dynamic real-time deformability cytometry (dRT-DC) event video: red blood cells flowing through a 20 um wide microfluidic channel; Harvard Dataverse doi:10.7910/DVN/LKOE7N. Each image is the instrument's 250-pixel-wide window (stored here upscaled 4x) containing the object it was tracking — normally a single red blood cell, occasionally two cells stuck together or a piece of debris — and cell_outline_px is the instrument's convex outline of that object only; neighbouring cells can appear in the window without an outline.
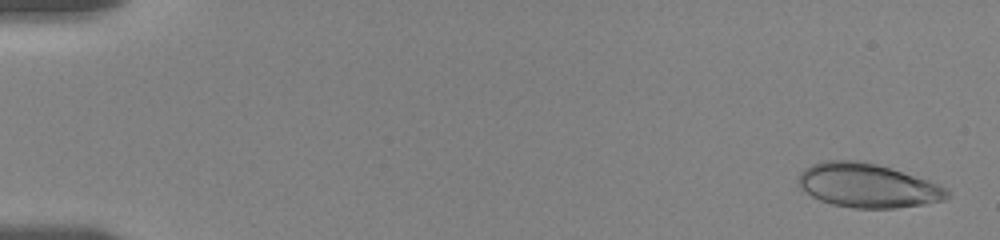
{"species": "human", "species_latin": "Homo sapiens", "temperature_condition": "room temperature", "stored_images_in_passage": 40, "camera_frame_rate_fps": 3000, "um_per_image_px": 0.085, "donor": {"sex": "female"}, "frame": {"image": 1, "passage_image": 2, "time_ms": 0.333, "image_size_px": [1000, 240], "cell_outline_px": [[952, 196], [944, 200], [924, 204], [896, 208], [852, 208], [832, 204], [820, 200], [812, 196], [800, 188], [796, 180], [804, 168], [812, 164], [824, 160], [856, 160], [876, 164], [928, 180], [948, 188]], "centroid_in_image_um": [73.74, 15.77], "position_along_channel_um": 11.3, "area_um2": 38.26}}
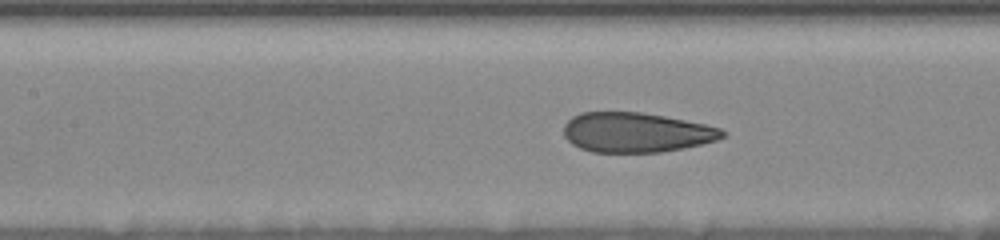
{"frame": {"image": 2, "passage_image": 23, "time_ms": 8.333, "image_size_px": [1000, 240], "cell_outline_px": [[724, 136], [716, 140], [684, 148], [660, 152], [592, 152], [580, 148], [572, 144], [564, 136], [564, 124], [572, 116], [580, 112], [640, 112], [664, 116], [704, 124], [720, 128], [724, 132]], "centroid_in_image_um": [54.03, 11.25], "position_along_channel_um": 153.4, "area_um2": 36.65}}
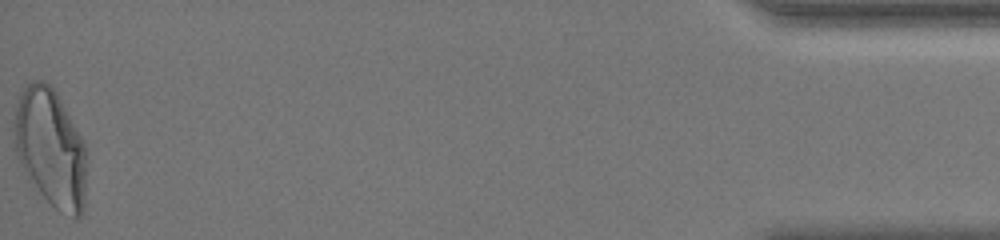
{"frame": {"image": 3, "passage_image": 40, "time_ms": 18.333, "image_size_px": [1000, 240], "cell_outline_px": [[84, 208], [80, 216], [76, 220], [60, 212], [28, 180], [16, 156], [12, 128], [16, 108], [20, 92], [32, 80], [44, 80], [56, 92], [84, 140]], "centroid_in_image_um": [4.26, 12.56], "position_along_channel_um": 430.9, "area_um2": 49.77}, "authors_computed_cell_mechanics": {"area_um2": 37.8301, "velocity_mm_per_s": 3.6384, "shape_relaxation_time_tau1_ms": 9.1435, "shape_relaxation_time_tau2_ms": 0.8977, "deformation_change_tau1": 0.237, "deformation_change_tau2": 0.0754}}